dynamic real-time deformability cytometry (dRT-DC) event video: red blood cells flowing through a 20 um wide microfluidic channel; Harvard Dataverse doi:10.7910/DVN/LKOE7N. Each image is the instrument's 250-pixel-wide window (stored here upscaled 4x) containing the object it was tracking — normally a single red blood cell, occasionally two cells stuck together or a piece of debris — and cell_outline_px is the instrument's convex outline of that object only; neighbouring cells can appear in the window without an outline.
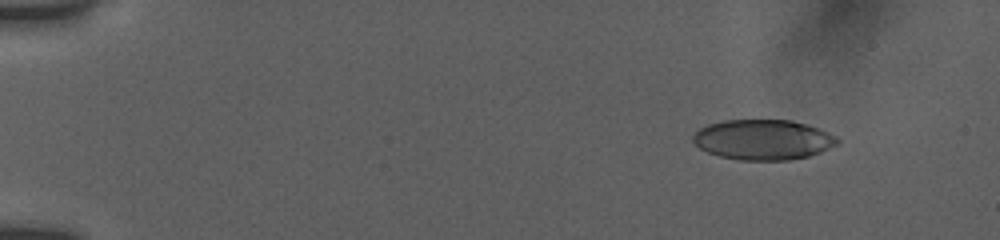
{"species": "human", "species_latin": "Homo sapiens", "temperature_condition": "room temperature", "stored_images_in_passage": 38, "camera_frame_rate_fps": 3000, "um_per_image_px": 0.085, "donor": {"sex": "female"}, "frame": {"image": 1, "passage_image": 6, "time_ms": 1.333, "image_size_px": [1000, 240], "cell_outline_px": [[840, 144], [820, 152], [808, 156], [788, 160], [740, 160], [720, 156], [708, 152], [700, 148], [692, 140], [692, 136], [700, 128], [708, 124], [724, 120], [792, 120], [808, 124], [820, 128], [836, 136], [840, 140]], "centroid_in_image_um": [64.9, 11.86], "position_along_channel_um": 20.1, "area_um2": 33.99}}
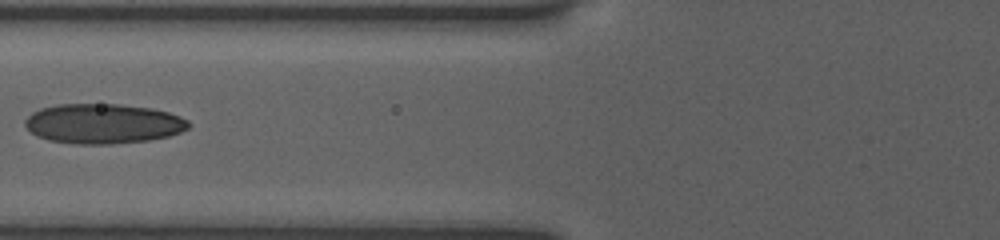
{"frame": {"image": 2, "passage_image": 31, "time_ms": 7.0, "image_size_px": [1000, 240], "cell_outline_px": [[192, 124], [188, 128], [180, 132], [168, 136], [148, 140], [108, 144], [76, 144], [48, 140], [36, 136], [24, 124], [24, 120], [32, 112], [40, 108], [56, 104], [120, 104], [152, 108], [168, 112], [180, 116], [188, 120]], "centroid_in_image_um": [8.76, 10.5], "position_along_channel_um": 117.0, "area_um2": 38.15}}
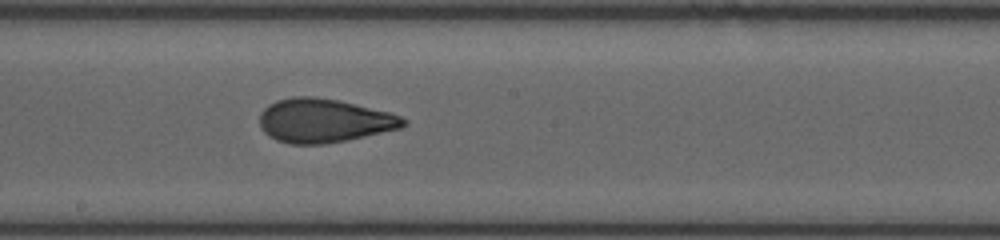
{"frame": {"image": 3, "passage_image": 38, "time_ms": 9.667, "image_size_px": [1000, 240], "cell_outline_px": [[408, 124], [400, 128], [348, 140], [324, 144], [288, 144], [276, 140], [268, 136], [260, 128], [260, 112], [268, 104], [276, 100], [292, 96], [312, 96], [340, 100], [388, 112], [400, 116], [408, 120]], "centroid_in_image_um": [27.51, 10.25], "position_along_channel_um": 220.7, "area_um2": 36.99}}